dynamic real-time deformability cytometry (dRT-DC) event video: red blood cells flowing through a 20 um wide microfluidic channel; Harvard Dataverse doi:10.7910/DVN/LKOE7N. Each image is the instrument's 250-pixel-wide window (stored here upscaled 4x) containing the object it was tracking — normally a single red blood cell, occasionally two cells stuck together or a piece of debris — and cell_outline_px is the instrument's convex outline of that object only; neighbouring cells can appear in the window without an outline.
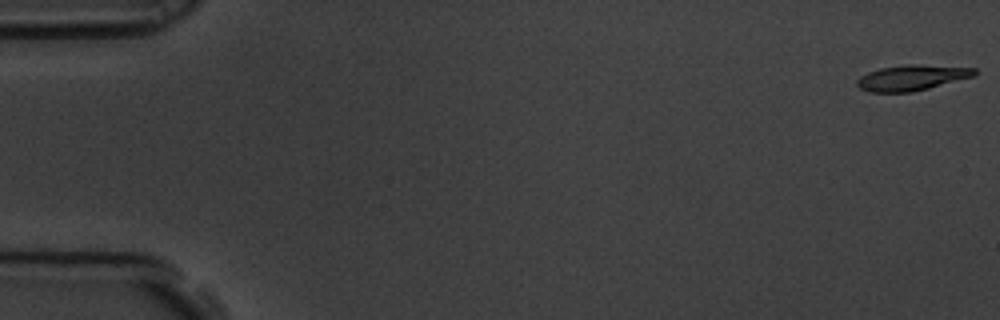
{"species": "common noctule bat (a hibernating species)", "species_latin": "Nyctalus noctula", "temperature_condition": "room temperature", "stored_images_in_passage": 58, "camera_frame_rate_fps": 3000, "um_per_image_px": 0.085, "animal": {"sex": "male", "body_mass_g": 19.5, "forearm_length_mm": 54.6}, "frame": {"image": 1, "passage_image": 1, "time_ms": 0.0, "image_size_px": [1000, 320], "cell_outline_px": [[976, 76], [912, 92], [868, 92], [860, 88], [856, 84], [856, 80], [860, 76], [868, 72], [880, 68], [908, 64], [920, 64], [976, 68]], "centroid_in_image_um": [77.5, 6.6], "position_along_channel_um": 7.5, "area_um2": 17.57}}
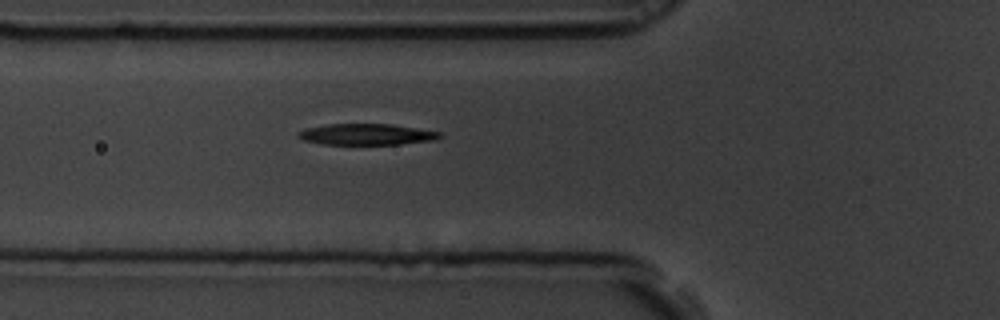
{"frame": {"image": 2, "passage_image": 21, "time_ms": 6.667, "image_size_px": [1000, 320], "cell_outline_px": [[444, 136], [436, 140], [400, 144], [324, 144], [304, 140], [296, 136], [296, 132], [304, 128], [328, 124], [392, 124], [440, 132]], "centroid_in_image_um": [31.15, 11.42], "position_along_channel_um": 94.7, "area_um2": 17.51}}
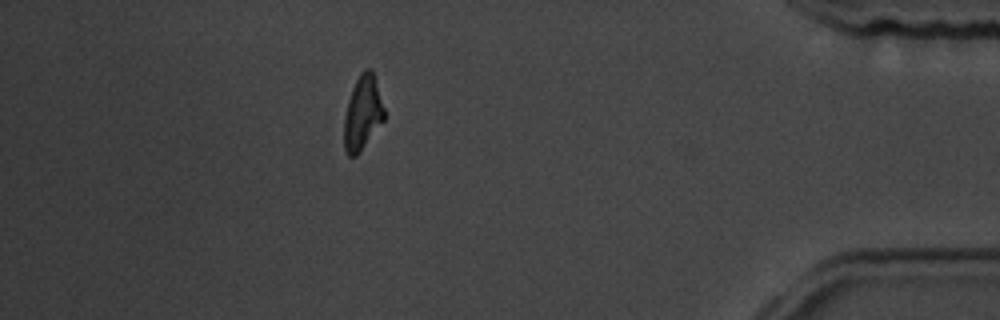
{"frame": {"image": 3, "passage_image": 51, "time_ms": 16.667, "image_size_px": [1000, 320], "cell_outline_px": [[384, 120], [356, 156], [348, 156], [344, 152], [344, 116], [348, 100], [352, 88], [360, 72], [364, 68], [372, 68], [384, 108]], "centroid_in_image_um": [30.8, 9.58], "position_along_channel_um": 404.4, "area_um2": 17.34}, "authors_computed_cell_mechanics": {"area_um2": 17.8602, "velocity_mm_per_s": 3.5565, "shape_relaxation_time_tau1_ms": 2.6606, "shape_relaxation_time_tau2_ms": 3.9282, "deformation_change_tau1": 0.154, "deformation_change_tau2": 0.1451}}